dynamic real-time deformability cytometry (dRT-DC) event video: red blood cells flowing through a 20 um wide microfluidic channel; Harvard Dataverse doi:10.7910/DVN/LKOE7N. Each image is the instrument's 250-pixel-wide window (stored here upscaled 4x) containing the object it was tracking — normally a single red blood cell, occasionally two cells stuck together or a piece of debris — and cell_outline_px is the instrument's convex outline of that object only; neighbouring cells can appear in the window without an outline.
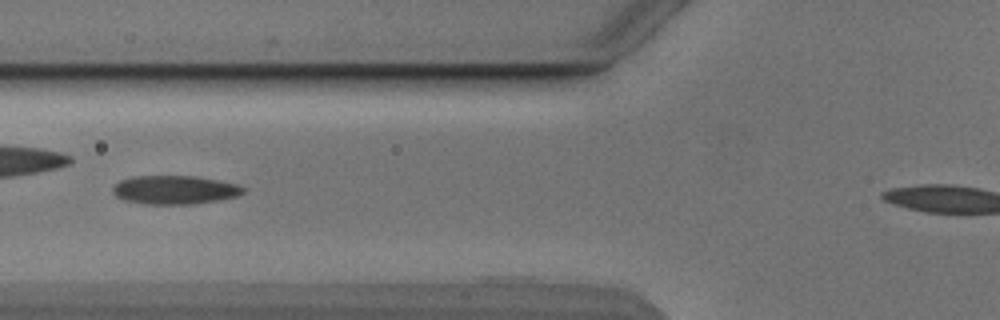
{"species": "Egyptian fruit bat (a non-hibernating species)", "species_latin": "Rousettus aegyptiacus", "temperature_condition": "cold", "stored_images_in_passage": 34, "camera_frame_rate_fps": 3000, "um_per_image_px": 0.085, "animal": {"sex": "male"}, "frame": {"image": 1, "passage_image": 7, "time_ms": 2.0, "image_size_px": [1000, 320], "cell_outline_px": [[244, 192], [240, 196], [220, 200], [192, 204], [144, 204], [124, 200], [116, 196], [112, 192], [112, 188], [120, 180], [136, 176], [196, 176], [236, 184], [244, 188]], "centroid_in_image_um": [14.85, 16.14], "position_along_channel_um": 111.0, "area_um2": 21.79}, "authors_computed_cell_mechanics": {"area_um2": 21.1548, "velocity_mm_per_s": 3.871, "shape_relaxation_time_tau1_ms": 4.3134, "shape_relaxation_time_tau2_ms": 3.1409, "deformation_change_tau1": 0.1182, "deformation_change_tau2": 0.0948}}